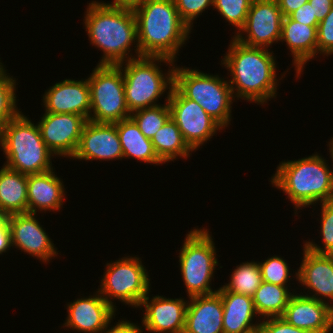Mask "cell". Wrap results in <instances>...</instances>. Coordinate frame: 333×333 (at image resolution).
I'll use <instances>...</instances> for the list:
<instances>
[{
  "label": "cell",
  "instance_id": "cell-1",
  "mask_svg": "<svg viewBox=\"0 0 333 333\" xmlns=\"http://www.w3.org/2000/svg\"><path fill=\"white\" fill-rule=\"evenodd\" d=\"M84 18L90 44L104 53L98 64L118 65L135 59V56L142 57L137 45L136 17L131 6L92 1ZM135 43L136 55L133 56L129 52Z\"/></svg>",
  "mask_w": 333,
  "mask_h": 333
},
{
  "label": "cell",
  "instance_id": "cell-2",
  "mask_svg": "<svg viewBox=\"0 0 333 333\" xmlns=\"http://www.w3.org/2000/svg\"><path fill=\"white\" fill-rule=\"evenodd\" d=\"M229 46L221 64L230 71L229 84L234 97L262 105L275 98L279 85L273 51L247 46L234 37Z\"/></svg>",
  "mask_w": 333,
  "mask_h": 333
},
{
  "label": "cell",
  "instance_id": "cell-3",
  "mask_svg": "<svg viewBox=\"0 0 333 333\" xmlns=\"http://www.w3.org/2000/svg\"><path fill=\"white\" fill-rule=\"evenodd\" d=\"M137 22V45L141 56L176 61L191 29L181 20L174 0H142L131 6Z\"/></svg>",
  "mask_w": 333,
  "mask_h": 333
},
{
  "label": "cell",
  "instance_id": "cell-4",
  "mask_svg": "<svg viewBox=\"0 0 333 333\" xmlns=\"http://www.w3.org/2000/svg\"><path fill=\"white\" fill-rule=\"evenodd\" d=\"M319 155L282 161L271 177L272 185L286 193L296 212L318 202L333 200V164L330 169L327 160Z\"/></svg>",
  "mask_w": 333,
  "mask_h": 333
},
{
  "label": "cell",
  "instance_id": "cell-5",
  "mask_svg": "<svg viewBox=\"0 0 333 333\" xmlns=\"http://www.w3.org/2000/svg\"><path fill=\"white\" fill-rule=\"evenodd\" d=\"M0 145L8 168L24 175H34L53 169L55 156L45 145L38 124L21 111L0 129Z\"/></svg>",
  "mask_w": 333,
  "mask_h": 333
},
{
  "label": "cell",
  "instance_id": "cell-6",
  "mask_svg": "<svg viewBox=\"0 0 333 333\" xmlns=\"http://www.w3.org/2000/svg\"><path fill=\"white\" fill-rule=\"evenodd\" d=\"M161 62L172 67L165 74L160 70ZM174 62L166 57L142 56L118 64L124 76L125 101L130 113L160 105L156 102L158 98L174 85Z\"/></svg>",
  "mask_w": 333,
  "mask_h": 333
},
{
  "label": "cell",
  "instance_id": "cell-7",
  "mask_svg": "<svg viewBox=\"0 0 333 333\" xmlns=\"http://www.w3.org/2000/svg\"><path fill=\"white\" fill-rule=\"evenodd\" d=\"M174 67V86L186 98L200 104L223 128L228 127L232 100L235 99L229 82L218 75L213 76L189 67Z\"/></svg>",
  "mask_w": 333,
  "mask_h": 333
},
{
  "label": "cell",
  "instance_id": "cell-8",
  "mask_svg": "<svg viewBox=\"0 0 333 333\" xmlns=\"http://www.w3.org/2000/svg\"><path fill=\"white\" fill-rule=\"evenodd\" d=\"M208 229H193L184 239L179 253L180 271L188 297L217 292L210 282L218 266L215 243Z\"/></svg>",
  "mask_w": 333,
  "mask_h": 333
},
{
  "label": "cell",
  "instance_id": "cell-9",
  "mask_svg": "<svg viewBox=\"0 0 333 333\" xmlns=\"http://www.w3.org/2000/svg\"><path fill=\"white\" fill-rule=\"evenodd\" d=\"M87 79L91 103L89 121L115 123L130 118L125 101L124 76L119 65L97 64Z\"/></svg>",
  "mask_w": 333,
  "mask_h": 333
},
{
  "label": "cell",
  "instance_id": "cell-10",
  "mask_svg": "<svg viewBox=\"0 0 333 333\" xmlns=\"http://www.w3.org/2000/svg\"><path fill=\"white\" fill-rule=\"evenodd\" d=\"M148 273L141 258L136 256H126L113 263H106L98 291L115 310L112 299L139 308L143 298L150 291Z\"/></svg>",
  "mask_w": 333,
  "mask_h": 333
},
{
  "label": "cell",
  "instance_id": "cell-11",
  "mask_svg": "<svg viewBox=\"0 0 333 333\" xmlns=\"http://www.w3.org/2000/svg\"><path fill=\"white\" fill-rule=\"evenodd\" d=\"M168 104L171 118L193 151L204 145L216 132L224 129L200 104L186 98L174 85L169 93Z\"/></svg>",
  "mask_w": 333,
  "mask_h": 333
},
{
  "label": "cell",
  "instance_id": "cell-12",
  "mask_svg": "<svg viewBox=\"0 0 333 333\" xmlns=\"http://www.w3.org/2000/svg\"><path fill=\"white\" fill-rule=\"evenodd\" d=\"M283 18L277 0H252L246 22L234 38L247 46L268 48L280 41Z\"/></svg>",
  "mask_w": 333,
  "mask_h": 333
},
{
  "label": "cell",
  "instance_id": "cell-13",
  "mask_svg": "<svg viewBox=\"0 0 333 333\" xmlns=\"http://www.w3.org/2000/svg\"><path fill=\"white\" fill-rule=\"evenodd\" d=\"M87 121L85 117L77 114L45 112L37 124L49 150L55 156L71 159Z\"/></svg>",
  "mask_w": 333,
  "mask_h": 333
},
{
  "label": "cell",
  "instance_id": "cell-14",
  "mask_svg": "<svg viewBox=\"0 0 333 333\" xmlns=\"http://www.w3.org/2000/svg\"><path fill=\"white\" fill-rule=\"evenodd\" d=\"M35 215L27 212L7 216L12 247L19 248L47 264L58 252Z\"/></svg>",
  "mask_w": 333,
  "mask_h": 333
},
{
  "label": "cell",
  "instance_id": "cell-15",
  "mask_svg": "<svg viewBox=\"0 0 333 333\" xmlns=\"http://www.w3.org/2000/svg\"><path fill=\"white\" fill-rule=\"evenodd\" d=\"M188 301L183 298H166L153 296L149 300L147 294L140 308L145 307L142 326L149 333H183L185 327L186 311Z\"/></svg>",
  "mask_w": 333,
  "mask_h": 333
},
{
  "label": "cell",
  "instance_id": "cell-16",
  "mask_svg": "<svg viewBox=\"0 0 333 333\" xmlns=\"http://www.w3.org/2000/svg\"><path fill=\"white\" fill-rule=\"evenodd\" d=\"M72 158L80 159V161L123 159L116 125L114 123H95L88 120Z\"/></svg>",
  "mask_w": 333,
  "mask_h": 333
},
{
  "label": "cell",
  "instance_id": "cell-17",
  "mask_svg": "<svg viewBox=\"0 0 333 333\" xmlns=\"http://www.w3.org/2000/svg\"><path fill=\"white\" fill-rule=\"evenodd\" d=\"M303 250V260L295 276L308 292L313 293L305 296L333 304V255L312 252L304 245Z\"/></svg>",
  "mask_w": 333,
  "mask_h": 333
},
{
  "label": "cell",
  "instance_id": "cell-18",
  "mask_svg": "<svg viewBox=\"0 0 333 333\" xmlns=\"http://www.w3.org/2000/svg\"><path fill=\"white\" fill-rule=\"evenodd\" d=\"M282 317L292 326L312 333H330L333 330V307L303 293L291 296Z\"/></svg>",
  "mask_w": 333,
  "mask_h": 333
},
{
  "label": "cell",
  "instance_id": "cell-19",
  "mask_svg": "<svg viewBox=\"0 0 333 333\" xmlns=\"http://www.w3.org/2000/svg\"><path fill=\"white\" fill-rule=\"evenodd\" d=\"M68 315L63 327L84 333H103L108 323L115 318V309L101 296L83 297L67 304Z\"/></svg>",
  "mask_w": 333,
  "mask_h": 333
},
{
  "label": "cell",
  "instance_id": "cell-20",
  "mask_svg": "<svg viewBox=\"0 0 333 333\" xmlns=\"http://www.w3.org/2000/svg\"><path fill=\"white\" fill-rule=\"evenodd\" d=\"M48 113L77 114L89 120L91 103L88 79H64L55 83L43 95Z\"/></svg>",
  "mask_w": 333,
  "mask_h": 333
},
{
  "label": "cell",
  "instance_id": "cell-21",
  "mask_svg": "<svg viewBox=\"0 0 333 333\" xmlns=\"http://www.w3.org/2000/svg\"><path fill=\"white\" fill-rule=\"evenodd\" d=\"M189 300L183 333H224L223 303L218 292Z\"/></svg>",
  "mask_w": 333,
  "mask_h": 333
},
{
  "label": "cell",
  "instance_id": "cell-22",
  "mask_svg": "<svg viewBox=\"0 0 333 333\" xmlns=\"http://www.w3.org/2000/svg\"><path fill=\"white\" fill-rule=\"evenodd\" d=\"M317 27L297 22L289 16L283 18L280 41H285L291 51L296 78L301 76L304 65L318 54Z\"/></svg>",
  "mask_w": 333,
  "mask_h": 333
},
{
  "label": "cell",
  "instance_id": "cell-23",
  "mask_svg": "<svg viewBox=\"0 0 333 333\" xmlns=\"http://www.w3.org/2000/svg\"><path fill=\"white\" fill-rule=\"evenodd\" d=\"M28 213L39 211H57L63 206L65 189L63 181L53 169L34 175H28L27 183Z\"/></svg>",
  "mask_w": 333,
  "mask_h": 333
},
{
  "label": "cell",
  "instance_id": "cell-24",
  "mask_svg": "<svg viewBox=\"0 0 333 333\" xmlns=\"http://www.w3.org/2000/svg\"><path fill=\"white\" fill-rule=\"evenodd\" d=\"M217 292L223 303L224 333H251L259 330L260 323L252 322L258 314L251 296L233 293L223 287L218 288Z\"/></svg>",
  "mask_w": 333,
  "mask_h": 333
},
{
  "label": "cell",
  "instance_id": "cell-25",
  "mask_svg": "<svg viewBox=\"0 0 333 333\" xmlns=\"http://www.w3.org/2000/svg\"><path fill=\"white\" fill-rule=\"evenodd\" d=\"M28 176L3 165L0 169V214L28 212Z\"/></svg>",
  "mask_w": 333,
  "mask_h": 333
},
{
  "label": "cell",
  "instance_id": "cell-26",
  "mask_svg": "<svg viewBox=\"0 0 333 333\" xmlns=\"http://www.w3.org/2000/svg\"><path fill=\"white\" fill-rule=\"evenodd\" d=\"M120 138L123 158H135L150 164H163L153 148L152 141L144 136L130 117L114 123Z\"/></svg>",
  "mask_w": 333,
  "mask_h": 333
},
{
  "label": "cell",
  "instance_id": "cell-27",
  "mask_svg": "<svg viewBox=\"0 0 333 333\" xmlns=\"http://www.w3.org/2000/svg\"><path fill=\"white\" fill-rule=\"evenodd\" d=\"M153 148L158 158L169 162L179 158L190 157L193 150L185 142L175 121L170 117L166 123L155 133L151 139Z\"/></svg>",
  "mask_w": 333,
  "mask_h": 333
},
{
  "label": "cell",
  "instance_id": "cell-28",
  "mask_svg": "<svg viewBox=\"0 0 333 333\" xmlns=\"http://www.w3.org/2000/svg\"><path fill=\"white\" fill-rule=\"evenodd\" d=\"M288 287L290 286H280L262 281L252 296L258 317L261 316L264 319L282 317L291 296L294 294V292L289 291Z\"/></svg>",
  "mask_w": 333,
  "mask_h": 333
},
{
  "label": "cell",
  "instance_id": "cell-29",
  "mask_svg": "<svg viewBox=\"0 0 333 333\" xmlns=\"http://www.w3.org/2000/svg\"><path fill=\"white\" fill-rule=\"evenodd\" d=\"M262 283L260 266L257 262H244L236 266L230 282L222 287L230 292L253 296Z\"/></svg>",
  "mask_w": 333,
  "mask_h": 333
},
{
  "label": "cell",
  "instance_id": "cell-30",
  "mask_svg": "<svg viewBox=\"0 0 333 333\" xmlns=\"http://www.w3.org/2000/svg\"><path fill=\"white\" fill-rule=\"evenodd\" d=\"M171 90L167 92L165 104L139 109L131 113L130 117L138 125L140 131L148 139H152L155 133L171 117V111L168 104V97Z\"/></svg>",
  "mask_w": 333,
  "mask_h": 333
},
{
  "label": "cell",
  "instance_id": "cell-31",
  "mask_svg": "<svg viewBox=\"0 0 333 333\" xmlns=\"http://www.w3.org/2000/svg\"><path fill=\"white\" fill-rule=\"evenodd\" d=\"M6 73L0 75V129L20 111L16 102V79ZM18 109V110H17Z\"/></svg>",
  "mask_w": 333,
  "mask_h": 333
},
{
  "label": "cell",
  "instance_id": "cell-32",
  "mask_svg": "<svg viewBox=\"0 0 333 333\" xmlns=\"http://www.w3.org/2000/svg\"><path fill=\"white\" fill-rule=\"evenodd\" d=\"M252 0H213V6L219 14L237 28H243Z\"/></svg>",
  "mask_w": 333,
  "mask_h": 333
},
{
  "label": "cell",
  "instance_id": "cell-33",
  "mask_svg": "<svg viewBox=\"0 0 333 333\" xmlns=\"http://www.w3.org/2000/svg\"><path fill=\"white\" fill-rule=\"evenodd\" d=\"M321 232L323 247L306 241L304 246L312 252L333 255V200L321 203Z\"/></svg>",
  "mask_w": 333,
  "mask_h": 333
},
{
  "label": "cell",
  "instance_id": "cell-34",
  "mask_svg": "<svg viewBox=\"0 0 333 333\" xmlns=\"http://www.w3.org/2000/svg\"><path fill=\"white\" fill-rule=\"evenodd\" d=\"M258 264L264 282L286 286L288 280L291 279L287 262L279 256L268 257L265 262H258Z\"/></svg>",
  "mask_w": 333,
  "mask_h": 333
},
{
  "label": "cell",
  "instance_id": "cell-35",
  "mask_svg": "<svg viewBox=\"0 0 333 333\" xmlns=\"http://www.w3.org/2000/svg\"><path fill=\"white\" fill-rule=\"evenodd\" d=\"M181 20L192 30L193 21L209 6L213 0H174Z\"/></svg>",
  "mask_w": 333,
  "mask_h": 333
},
{
  "label": "cell",
  "instance_id": "cell-36",
  "mask_svg": "<svg viewBox=\"0 0 333 333\" xmlns=\"http://www.w3.org/2000/svg\"><path fill=\"white\" fill-rule=\"evenodd\" d=\"M318 53L326 55L333 54V7L326 17L319 22L317 27Z\"/></svg>",
  "mask_w": 333,
  "mask_h": 333
},
{
  "label": "cell",
  "instance_id": "cell-37",
  "mask_svg": "<svg viewBox=\"0 0 333 333\" xmlns=\"http://www.w3.org/2000/svg\"><path fill=\"white\" fill-rule=\"evenodd\" d=\"M267 319V320H266ZM260 321V333H312L289 324L283 317H271Z\"/></svg>",
  "mask_w": 333,
  "mask_h": 333
},
{
  "label": "cell",
  "instance_id": "cell-38",
  "mask_svg": "<svg viewBox=\"0 0 333 333\" xmlns=\"http://www.w3.org/2000/svg\"><path fill=\"white\" fill-rule=\"evenodd\" d=\"M292 20L303 23L308 26H318L319 22L313 17L312 6L309 2L300 6L297 10L289 15Z\"/></svg>",
  "mask_w": 333,
  "mask_h": 333
},
{
  "label": "cell",
  "instance_id": "cell-39",
  "mask_svg": "<svg viewBox=\"0 0 333 333\" xmlns=\"http://www.w3.org/2000/svg\"><path fill=\"white\" fill-rule=\"evenodd\" d=\"M12 246L11 231L7 222V216L0 214V254L10 250Z\"/></svg>",
  "mask_w": 333,
  "mask_h": 333
},
{
  "label": "cell",
  "instance_id": "cell-40",
  "mask_svg": "<svg viewBox=\"0 0 333 333\" xmlns=\"http://www.w3.org/2000/svg\"><path fill=\"white\" fill-rule=\"evenodd\" d=\"M110 324L111 321L108 323L103 333H143V329L141 326H138L135 323H131L127 320H118L116 325H113V327L111 328L109 327Z\"/></svg>",
  "mask_w": 333,
  "mask_h": 333
},
{
  "label": "cell",
  "instance_id": "cell-41",
  "mask_svg": "<svg viewBox=\"0 0 333 333\" xmlns=\"http://www.w3.org/2000/svg\"><path fill=\"white\" fill-rule=\"evenodd\" d=\"M312 6L313 17L321 22L333 7V0H308Z\"/></svg>",
  "mask_w": 333,
  "mask_h": 333
},
{
  "label": "cell",
  "instance_id": "cell-42",
  "mask_svg": "<svg viewBox=\"0 0 333 333\" xmlns=\"http://www.w3.org/2000/svg\"><path fill=\"white\" fill-rule=\"evenodd\" d=\"M283 17H288L291 13L297 10L300 6L307 3L308 0H277Z\"/></svg>",
  "mask_w": 333,
  "mask_h": 333
},
{
  "label": "cell",
  "instance_id": "cell-43",
  "mask_svg": "<svg viewBox=\"0 0 333 333\" xmlns=\"http://www.w3.org/2000/svg\"><path fill=\"white\" fill-rule=\"evenodd\" d=\"M140 1H142V0H114L110 4L132 6Z\"/></svg>",
  "mask_w": 333,
  "mask_h": 333
},
{
  "label": "cell",
  "instance_id": "cell-44",
  "mask_svg": "<svg viewBox=\"0 0 333 333\" xmlns=\"http://www.w3.org/2000/svg\"><path fill=\"white\" fill-rule=\"evenodd\" d=\"M331 141L329 142V152H330V158L333 159V138L330 139Z\"/></svg>",
  "mask_w": 333,
  "mask_h": 333
},
{
  "label": "cell",
  "instance_id": "cell-45",
  "mask_svg": "<svg viewBox=\"0 0 333 333\" xmlns=\"http://www.w3.org/2000/svg\"><path fill=\"white\" fill-rule=\"evenodd\" d=\"M4 65L2 62H0V75L5 71V68L3 67Z\"/></svg>",
  "mask_w": 333,
  "mask_h": 333
},
{
  "label": "cell",
  "instance_id": "cell-46",
  "mask_svg": "<svg viewBox=\"0 0 333 333\" xmlns=\"http://www.w3.org/2000/svg\"><path fill=\"white\" fill-rule=\"evenodd\" d=\"M251 333H260V331H259V330H256V331H253V332H251Z\"/></svg>",
  "mask_w": 333,
  "mask_h": 333
}]
</instances>
